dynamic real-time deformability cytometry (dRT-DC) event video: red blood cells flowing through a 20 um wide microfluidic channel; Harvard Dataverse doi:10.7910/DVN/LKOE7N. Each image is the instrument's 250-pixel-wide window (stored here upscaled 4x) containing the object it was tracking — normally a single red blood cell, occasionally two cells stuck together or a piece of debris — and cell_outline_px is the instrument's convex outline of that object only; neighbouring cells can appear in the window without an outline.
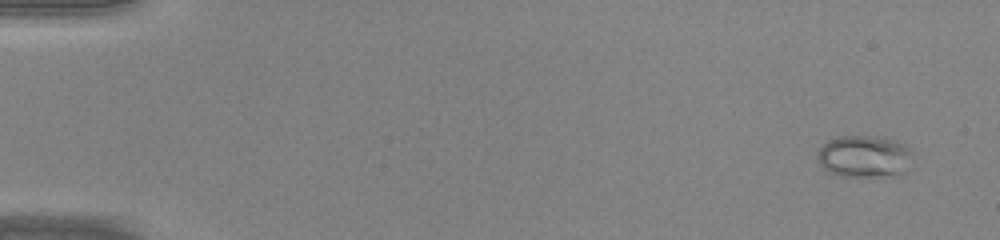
{"species": "common noctule bat (a hibernating species)", "species_latin": "Nyctalus noctula", "temperature_condition": "warm", "stored_images_in_passage": 44, "camera_frame_rate_fps": 3000, "um_per_image_px": 0.085, "animal": {"sex": "male", "body_mass_g": 20.0, "forearm_length_mm": 53.3}, "frame": {"image": 1, "passage_image": 1, "time_ms": 0.0, "image_size_px": [1000, 240], "cell_outline_px": [[912, 156], [896, 176], [840, 176], [828, 172], [820, 164], [816, 156], [820, 148], [828, 140], [840, 136], [884, 136], [904, 144], [912, 152]], "centroid_in_image_um": [73.41, 13.28], "position_along_channel_um": 11.6, "area_um2": 23.12}}
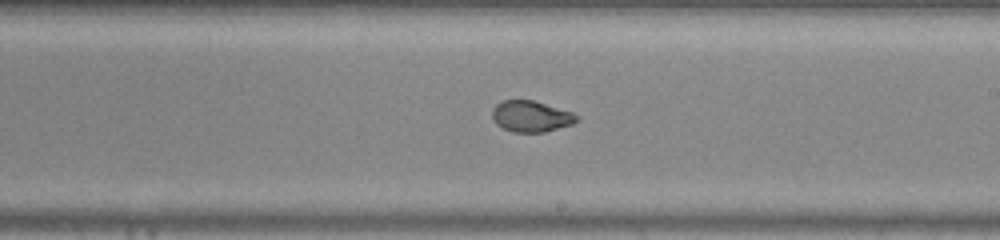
{"frame": {"image": 2, "passage_image": 26, "time_ms": 8.333, "image_size_px": [1000, 240], "cell_outline_px": [[580, 120], [572, 124], [544, 132], [512, 132], [496, 124], [492, 116], [492, 108], [496, 104], [504, 100], [532, 100], [572, 112], [580, 116]], "centroid_in_image_um": [45.15, 9.89], "position_along_channel_um": 243.9, "area_um2": 15.32}}
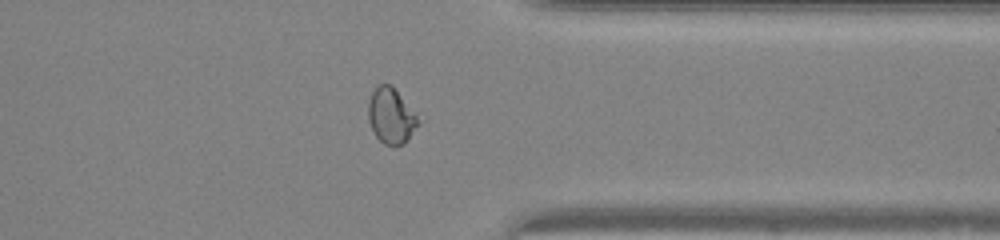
{"frame": {"image": 3, "passage_image": 35, "time_ms": 11.333, "image_size_px": [1000, 240], "cell_outline_px": [[424, 120], [408, 140], [404, 144], [384, 144], [376, 136], [368, 120], [368, 100], [376, 84], [392, 84]], "centroid_in_image_um": [33.31, 9.81], "position_along_channel_um": 378.1, "area_um2": 16.82}}